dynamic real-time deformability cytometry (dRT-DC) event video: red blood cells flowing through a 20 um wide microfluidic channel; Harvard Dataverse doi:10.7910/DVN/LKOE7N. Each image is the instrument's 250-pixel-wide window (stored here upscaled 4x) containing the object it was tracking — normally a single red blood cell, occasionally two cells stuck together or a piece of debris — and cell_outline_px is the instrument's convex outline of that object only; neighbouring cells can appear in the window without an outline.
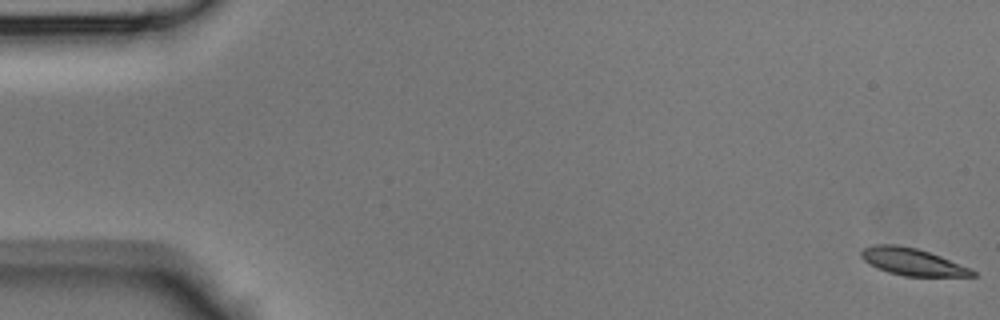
{"species": "Egyptian fruit bat (a non-hibernating species)", "species_latin": "Rousettus aegyptiacus", "temperature_condition": "room temperature", "stored_images_in_passage": 45, "camera_frame_rate_fps": 3000, "um_per_image_px": 0.085, "animal": {"sex": "male"}, "frame": {"image": 1, "passage_image": 1, "time_ms": 0.0, "image_size_px": [1000, 320], "cell_outline_px": [[976, 276], [904, 276], [888, 272], [876, 268], [864, 260], [860, 256], [860, 252], [864, 248], [872, 244], [896, 244], [916, 248], [940, 256], [968, 268], [976, 272]], "centroid_in_image_um": [77.48, 22.24], "position_along_channel_um": 7.5, "area_um2": 17.4}}
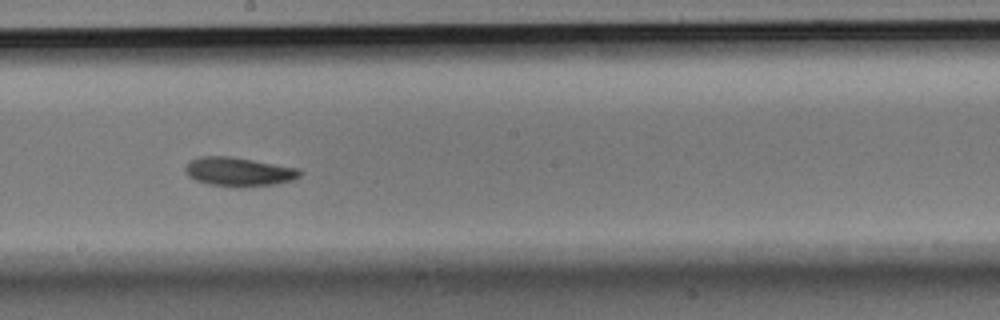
{"frame": {"image": 2, "passage_image": 25, "time_ms": 8.0, "image_size_px": [1000, 320], "cell_outline_px": [[300, 176], [292, 180], [272, 184], [240, 188], [236, 188], [208, 184], [196, 180], [188, 176], [184, 168], [188, 160], [200, 156], [228, 156], [300, 168]], "centroid_in_image_um": [20.25, 14.6], "position_along_channel_um": 228.0, "area_um2": 19.42}}
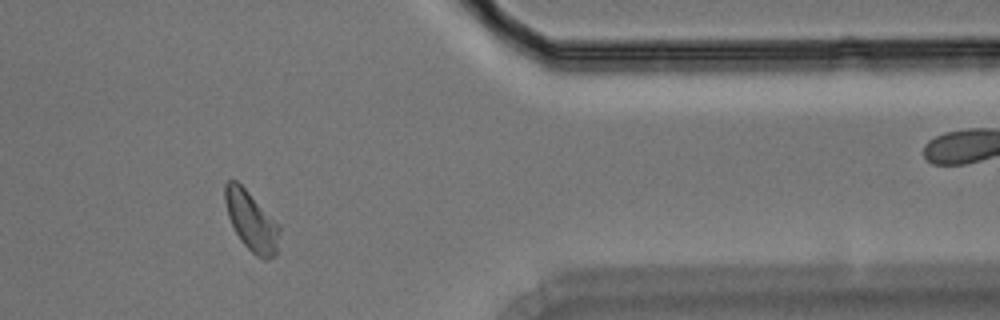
{"frame": {"image": 3, "passage_image": 37, "time_ms": 12.0, "image_size_px": [1000, 320], "cell_outline_px": [[280, 232], [276, 252], [268, 260], [264, 260], [256, 256], [240, 240], [228, 216], [224, 200], [224, 184], [228, 180], [236, 180], [280, 224]], "centroid_in_image_um": [21.37, 18.79], "position_along_channel_um": 390.0, "area_um2": 18.79}}